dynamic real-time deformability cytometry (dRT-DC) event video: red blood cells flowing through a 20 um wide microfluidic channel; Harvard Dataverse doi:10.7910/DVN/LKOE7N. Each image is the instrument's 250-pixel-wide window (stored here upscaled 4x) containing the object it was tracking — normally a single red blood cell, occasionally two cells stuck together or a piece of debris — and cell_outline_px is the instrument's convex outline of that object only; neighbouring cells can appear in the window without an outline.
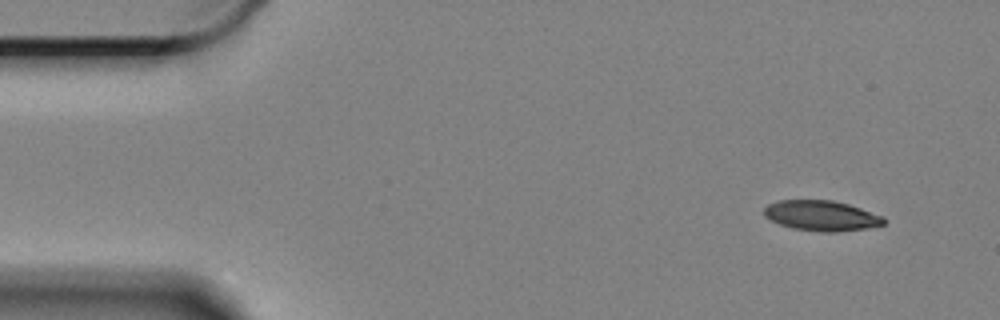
{"species": "Egyptian fruit bat (a non-hibernating species)", "species_latin": "Rousettus aegyptiacus", "temperature_condition": "cold", "stored_images_in_passage": 56, "camera_frame_rate_fps": 3000, "um_per_image_px": 0.085, "animal": {"sex": "female"}, "frame": {"image": 1, "passage_image": 1, "time_ms": 0.0, "image_size_px": [1000, 320], "cell_outline_px": [[884, 224], [864, 228], [832, 232], [824, 232], [792, 228], [780, 224], [764, 216], [764, 208], [768, 204], [780, 200], [832, 200], [848, 204], [884, 216]], "centroid_in_image_um": [69.8, 18.32], "position_along_channel_um": 15.2, "area_um2": 20.87}}
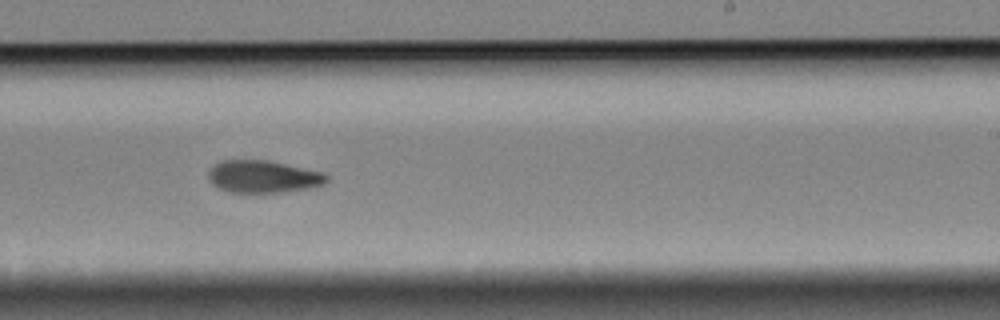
{"frame": {"image": 2, "passage_image": 32, "time_ms": 10.333, "image_size_px": [1000, 320], "cell_outline_px": [[328, 180], [324, 184], [316, 188], [284, 192], [228, 192], [212, 184], [208, 176], [208, 172], [220, 160], [268, 160], [324, 172], [328, 176]], "centroid_in_image_um": [22.43, 15.02], "position_along_channel_um": 266.6, "area_um2": 22.48}}
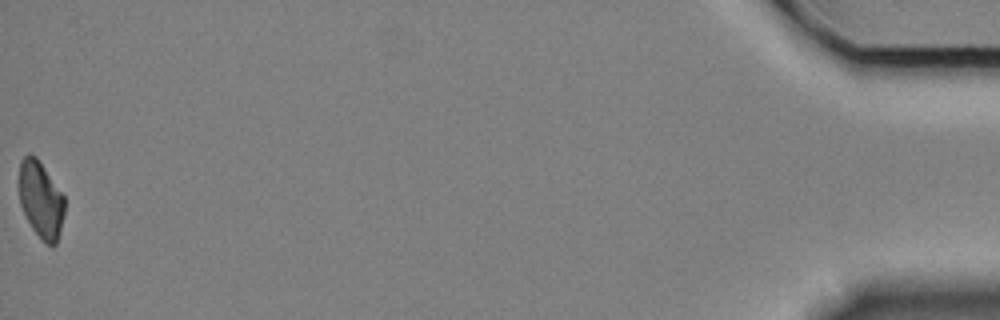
{"frame": {"image": 3, "passage_image": 56, "time_ms": 18.333, "image_size_px": [1000, 320], "cell_outline_px": [[64, 212], [60, 232], [56, 244], [52, 248], [32, 228], [20, 204], [20, 160], [28, 152], [36, 156], [64, 196]], "centroid_in_image_um": [3.48, 16.96], "position_along_channel_um": 431.7, "area_um2": 20.0}, "authors_computed_cell_mechanics": {"area_um2": 22.3397, "velocity_mm_per_s": 3.3169, "shape_relaxation_time_tau1_ms": 3.7657, "shape_relaxation_time_tau2_ms": 7.3711, "deformation_change_tau1": 0.1143, "deformation_change_tau2": 0.1213}}